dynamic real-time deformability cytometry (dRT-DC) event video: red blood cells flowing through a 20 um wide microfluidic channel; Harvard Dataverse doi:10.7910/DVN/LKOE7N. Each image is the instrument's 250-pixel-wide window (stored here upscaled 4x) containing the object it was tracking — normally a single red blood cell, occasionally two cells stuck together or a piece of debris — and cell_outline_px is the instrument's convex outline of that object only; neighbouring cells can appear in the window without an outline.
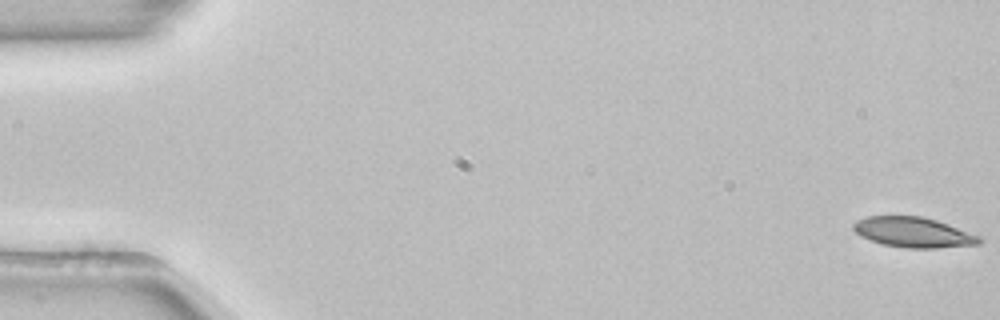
{"species": "common noctule bat (a hibernating species)", "species_latin": "Nyctalus noctula", "temperature_condition": "room temperature", "stored_images_in_passage": 54, "camera_frame_rate_fps": 3000, "um_per_image_px": 0.085, "animal": {"sex": "female", "body_mass_g": 22.7, "forearm_length_mm": 54.2}, "frame": {"image": 1, "passage_image": 1, "time_ms": 0.0, "image_size_px": [1000, 320], "cell_outline_px": [[984, 240], [980, 244], [936, 248], [904, 248], [884, 244], [860, 236], [852, 228], [852, 224], [856, 220], [868, 216], [920, 216], [936, 220], [948, 224], [980, 236]], "centroid_in_image_um": [77.64, 19.75], "position_along_channel_um": 7.4, "area_um2": 22.14}}
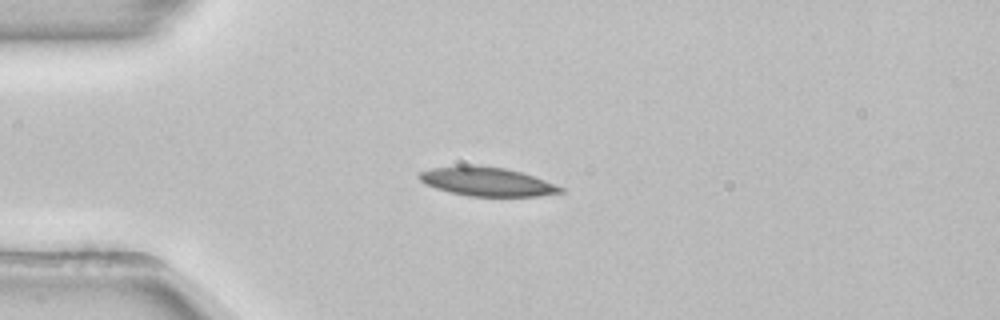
{"frame": {"image": 2, "passage_image": 14, "time_ms": 4.333, "image_size_px": [1000, 320], "cell_outline_px": [[564, 192], [536, 196], [468, 196], [436, 188], [424, 184], [416, 176], [420, 172], [432, 168], [476, 164], [504, 168], [520, 172], [544, 180], [564, 188]], "centroid_in_image_um": [41.36, 15.43], "position_along_channel_um": 43.6, "area_um2": 23.58}}
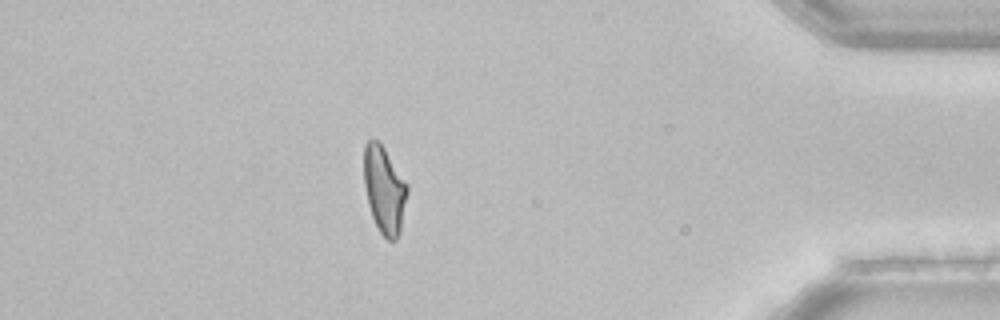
{"frame": {"image": 3, "passage_image": 47, "time_ms": 15.333, "image_size_px": [1000, 320], "cell_outline_px": [[408, 192], [400, 232], [396, 240], [388, 240], [380, 232], [372, 216], [368, 204], [364, 184], [364, 144], [368, 140], [380, 140], [408, 184]], "centroid_in_image_um": [32.67, 16.09], "position_along_channel_um": 402.5, "area_um2": 22.2}, "authors_computed_cell_mechanics": {"area_um2": 22.8021, "velocity_mm_per_s": 3.8733, "shape_relaxation_time_tau1_ms": 9.0196, "shape_relaxation_time_tau2_ms": null, "deformation_change_tau1": 0.2194, "deformation_change_tau2": null}}